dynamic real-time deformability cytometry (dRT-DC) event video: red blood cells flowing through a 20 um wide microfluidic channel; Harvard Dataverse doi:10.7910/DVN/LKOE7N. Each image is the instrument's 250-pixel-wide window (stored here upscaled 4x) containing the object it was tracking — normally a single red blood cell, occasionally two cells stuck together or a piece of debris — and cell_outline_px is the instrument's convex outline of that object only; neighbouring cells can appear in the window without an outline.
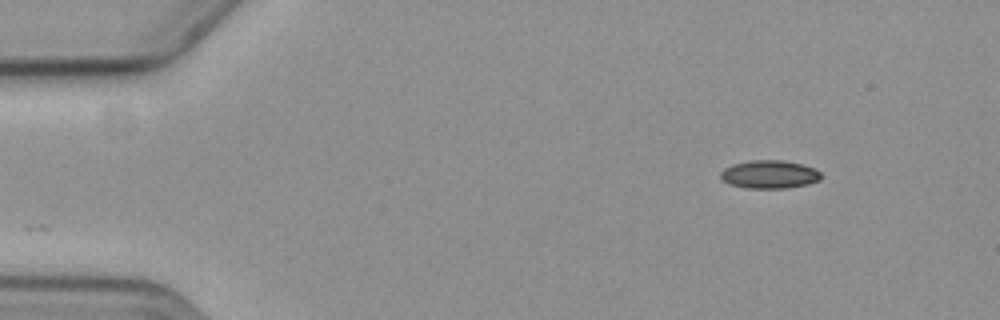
{"species": "common noctule bat (a hibernating species)", "species_latin": "Nyctalus noctula", "temperature_condition": "cold", "stored_images_in_passage": 5, "camera_frame_rate_fps": 3000, "um_per_image_px": 0.085, "animal": {"sex": "female", "body_mass_g": 19.3, "forearm_length_mm": 54.1}, "frame": {"image": 1, "passage_image": 1, "time_ms": 0.0, "image_size_px": [1000, 320], "cell_outline_px": [[820, 180], [808, 184], [788, 188], [748, 188], [732, 184], [724, 180], [720, 176], [720, 172], [724, 168], [732, 164], [748, 160], [784, 160], [804, 164], [816, 168], [820, 172]], "centroid_in_image_um": [65.44, 14.8], "position_along_channel_um": 19.6, "area_um2": 16.59}}